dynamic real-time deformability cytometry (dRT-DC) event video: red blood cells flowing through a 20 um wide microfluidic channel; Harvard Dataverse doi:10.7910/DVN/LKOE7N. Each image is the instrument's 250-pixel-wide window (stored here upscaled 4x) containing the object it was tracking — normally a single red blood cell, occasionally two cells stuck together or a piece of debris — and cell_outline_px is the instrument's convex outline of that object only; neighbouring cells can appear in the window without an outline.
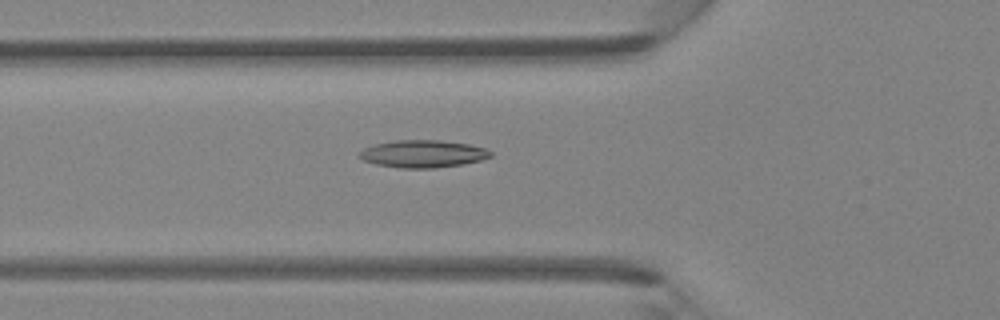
{"species": "Egyptian fruit bat (a non-hibernating species)", "species_latin": "Rousettus aegyptiacus", "temperature_condition": "room temperature", "stored_images_in_passage": 33, "camera_frame_rate_fps": 3000, "um_per_image_px": 0.085, "animal": {"sex": "female"}, "frame": {"image": 1, "passage_image": 4, "time_ms": 1.0, "image_size_px": [1000, 320], "cell_outline_px": [[492, 156], [480, 160], [460, 164], [432, 168], [400, 168], [376, 164], [364, 160], [360, 156], [360, 152], [364, 148], [376, 144], [396, 140], [440, 140], [468, 144], [484, 148], [492, 152]], "centroid_in_image_um": [35.95, 13.07], "position_along_channel_um": 89.8, "area_um2": 20.63}}
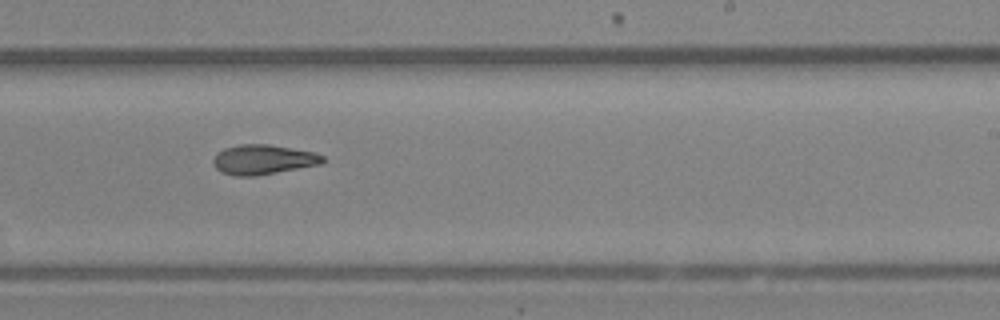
{"frame": {"image": 2, "passage_image": 16, "time_ms": 5.0, "image_size_px": [1000, 320], "cell_outline_px": [[324, 164], [256, 176], [236, 176], [220, 172], [212, 164], [212, 160], [224, 148], [240, 144], [268, 144], [316, 152], [324, 156]], "centroid_in_image_um": [22.4, 13.57], "position_along_channel_um": 266.6, "area_um2": 19.19}}
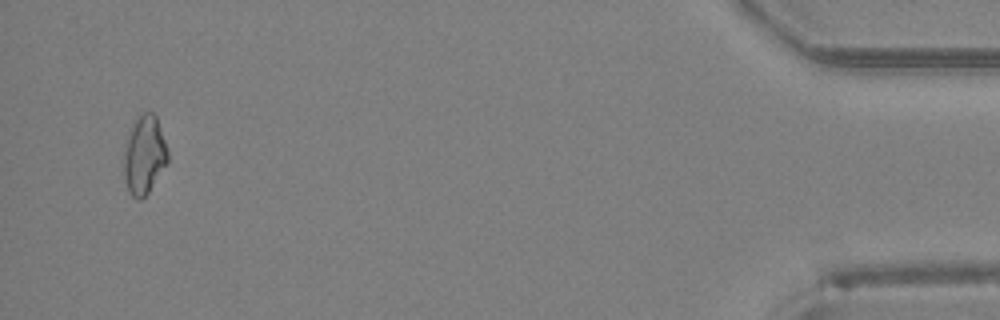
{"frame": {"image": 3, "passage_image": 32, "time_ms": 10.333, "image_size_px": [1000, 320], "cell_outline_px": [[168, 164], [148, 192], [140, 200], [136, 200], [128, 192], [124, 180], [124, 152], [132, 124], [136, 116], [140, 112], [152, 112], [156, 116], [168, 152]], "centroid_in_image_um": [12.26, 13.19], "position_along_channel_um": 422.9, "area_um2": 20.17}}